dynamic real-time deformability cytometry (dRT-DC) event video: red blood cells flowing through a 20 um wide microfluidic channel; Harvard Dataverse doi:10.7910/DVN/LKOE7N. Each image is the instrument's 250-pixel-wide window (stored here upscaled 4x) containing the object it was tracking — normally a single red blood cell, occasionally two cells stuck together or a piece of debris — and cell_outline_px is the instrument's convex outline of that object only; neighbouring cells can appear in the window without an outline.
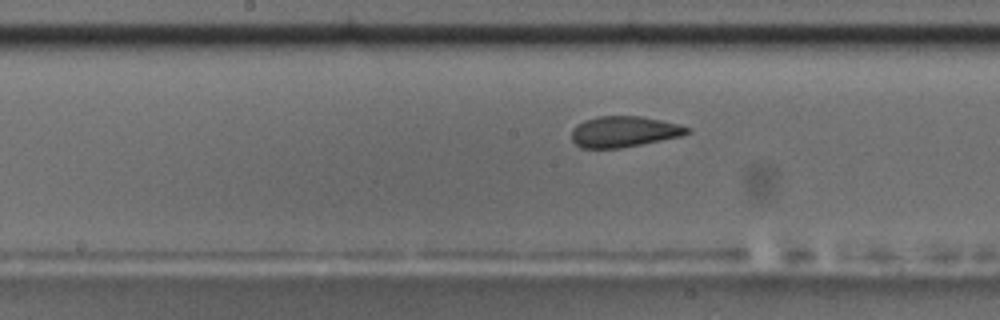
{"species": "common noctule bat (a hibernating species)", "species_latin": "Nyctalus noctula", "temperature_condition": "room temperature", "stored_images_in_passage": 38, "camera_frame_rate_fps": 3000, "um_per_image_px": 0.085, "animal": {"sex": "male", "body_mass_g": 17.5, "forearm_length_mm": 52.3}, "frame": {"image": 1, "passage_image": 22, "time_ms": 7.0, "image_size_px": [1000, 320], "cell_outline_px": [[692, 128], [688, 132], [680, 136], [620, 148], [580, 148], [572, 140], [572, 128], [584, 120], [596, 116], [640, 116], [680, 124]], "centroid_in_image_um": [53.01, 11.18], "position_along_channel_um": 195.2, "area_um2": 20.69}, "authors_computed_cell_mechanics": {"area_um2": 21.8484, "velocity_mm_per_s": 3.6653, "shape_relaxation_time_tau1_ms": 10.4239, "shape_relaxation_time_tau2_ms": 1.0521, "deformation_change_tau1": 0.1724, "deformation_change_tau2": 0.0769}}